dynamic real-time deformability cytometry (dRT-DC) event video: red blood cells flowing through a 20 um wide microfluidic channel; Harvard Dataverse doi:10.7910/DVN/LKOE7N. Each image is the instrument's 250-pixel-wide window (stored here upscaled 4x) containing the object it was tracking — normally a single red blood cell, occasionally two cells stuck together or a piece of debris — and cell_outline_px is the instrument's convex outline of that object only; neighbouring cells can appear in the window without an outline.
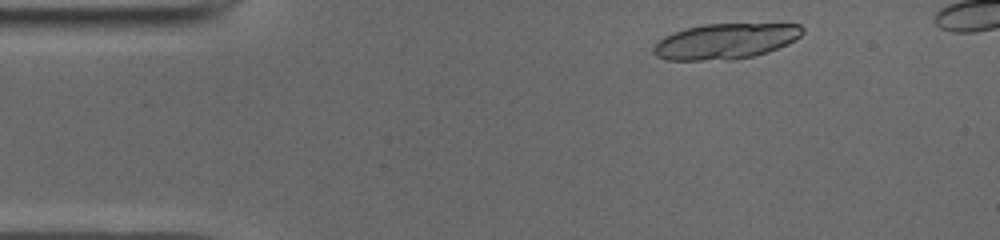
{"species": "common noctule bat (a hibernating species)", "species_latin": "Nyctalus noctula", "temperature_condition": "cold", "stored_images_in_passage": 12, "camera_frame_rate_fps": 3000, "um_per_image_px": 0.085, "animal": {"sex": "male", "body_mass_g": 19.0, "forearm_length_mm": 50.8}, "frame": {"image": 1, "passage_image": 3, "time_ms": 0.667, "image_size_px": [1000, 240], "cell_outline_px": [[804, 32], [796, 40], [788, 44], [768, 52], [752, 56], [732, 60], [664, 60], [656, 56], [652, 52], [652, 48], [664, 36], [672, 32], [704, 24], [800, 24], [804, 28]], "centroid_in_image_um": [61.66, 3.51], "position_along_channel_um": 23.3, "area_um2": 30.98}}